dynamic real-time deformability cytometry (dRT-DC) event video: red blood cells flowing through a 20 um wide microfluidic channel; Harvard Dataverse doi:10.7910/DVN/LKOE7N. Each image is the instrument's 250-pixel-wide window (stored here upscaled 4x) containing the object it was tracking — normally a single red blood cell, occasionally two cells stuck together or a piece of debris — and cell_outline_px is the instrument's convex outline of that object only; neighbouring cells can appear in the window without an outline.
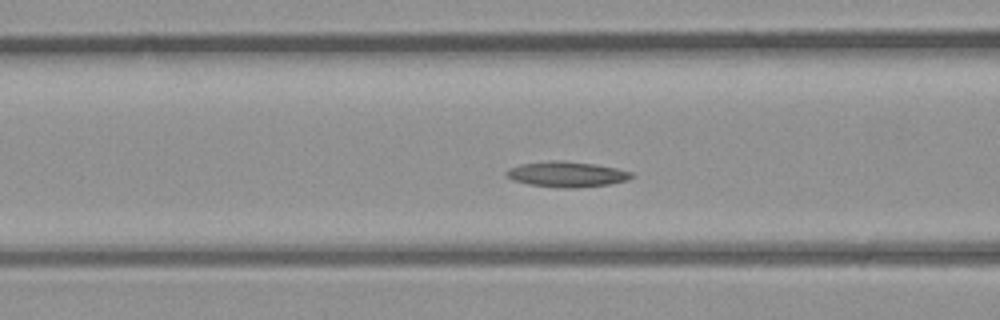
{"species": "common noctule bat (a hibernating species)", "species_latin": "Nyctalus noctula", "temperature_condition": "room temperature", "stored_images_in_passage": 30, "camera_frame_rate_fps": 3000, "um_per_image_px": 0.085, "animal": {"sex": "male", "body_mass_g": 23.1, "forearm_length_mm": 52.7}, "frame": {"image": 1, "passage_image": 4, "time_ms": 1.0, "image_size_px": [1000, 320], "cell_outline_px": [[636, 176], [628, 180], [608, 184], [576, 188], [564, 188], [528, 184], [512, 180], [504, 172], [520, 164], [556, 160], [564, 160], [596, 164], [616, 168], [632, 172]], "centroid_in_image_um": [48.22, 14.81], "position_along_channel_um": 118.4, "area_um2": 18.55}}
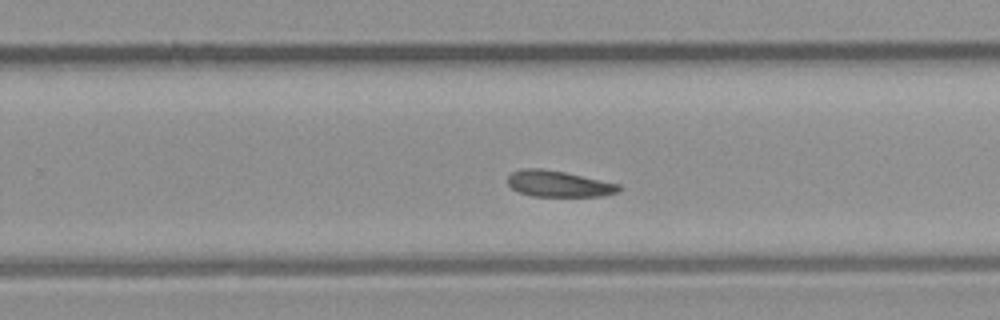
{"frame": {"image": 2, "passage_image": 14, "time_ms": 4.333, "image_size_px": [1000, 320], "cell_outline_px": [[620, 192], [604, 196], [532, 196], [520, 192], [512, 188], [508, 184], [508, 176], [512, 172], [520, 168], [540, 168], [564, 172], [620, 184]], "centroid_in_image_um": [47.49, 15.62], "position_along_channel_um": 282.3, "area_um2": 16.94}}
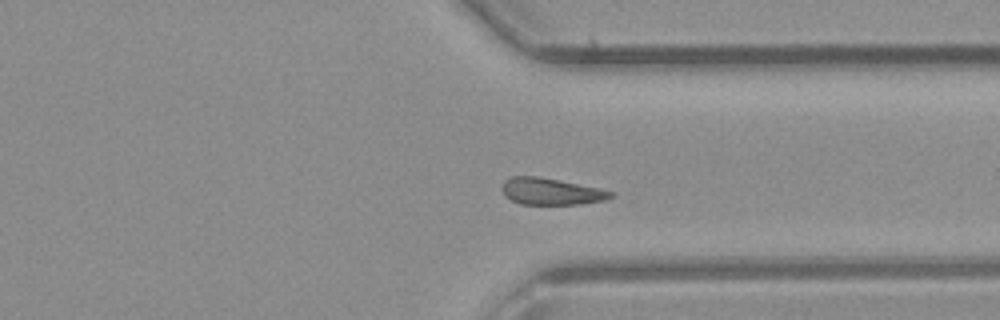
{"frame": {"image": 3, "passage_image": 19, "time_ms": 6.0, "image_size_px": [1000, 320], "cell_outline_px": [[616, 196], [604, 200], [580, 204], [520, 204], [504, 196], [500, 188], [504, 180], [512, 176], [536, 176], [600, 188], [612, 192]], "centroid_in_image_um": [46.8, 16.27], "position_along_channel_um": 364.6, "area_um2": 16.94}}